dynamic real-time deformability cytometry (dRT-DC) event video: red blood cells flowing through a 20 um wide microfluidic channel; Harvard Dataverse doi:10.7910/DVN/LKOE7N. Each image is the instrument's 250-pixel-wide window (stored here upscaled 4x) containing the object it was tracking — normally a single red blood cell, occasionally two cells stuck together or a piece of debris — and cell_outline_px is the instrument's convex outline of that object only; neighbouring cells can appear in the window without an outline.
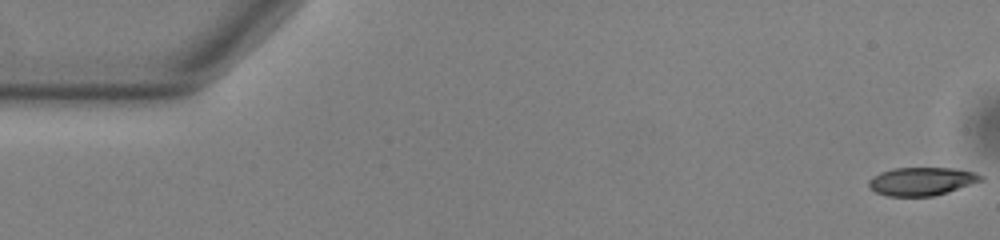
{"species": "common noctule bat (a hibernating species)", "species_latin": "Nyctalus noctula", "temperature_condition": "warm", "stored_images_in_passage": 54, "camera_frame_rate_fps": 3000, "um_per_image_px": 0.085, "animal": {"sex": "male", "body_mass_g": 13.0, "forearm_length_mm": 53.1}, "frame": {"image": 1, "passage_image": 1, "time_ms": 0.0, "image_size_px": [1000, 240], "cell_outline_px": [[984, 180], [948, 192], [932, 196], [888, 196], [876, 192], [868, 184], [868, 180], [872, 176], [880, 172], [892, 168], [956, 168], [976, 172], [984, 176]], "centroid_in_image_um": [78.37, 15.4], "position_along_channel_um": 6.6, "area_um2": 18.55}}
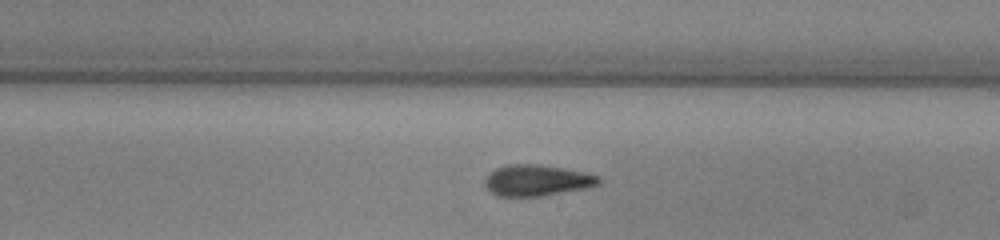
{"frame": {"image": 2, "passage_image": 31, "time_ms": 10.0, "image_size_px": [1000, 240], "cell_outline_px": [[600, 184], [588, 188], [544, 196], [496, 196], [484, 184], [484, 180], [488, 172], [496, 168], [508, 164], [536, 164], [564, 168], [600, 176]], "centroid_in_image_um": [45.63, 15.33], "position_along_channel_um": 243.4, "area_um2": 20.81}}
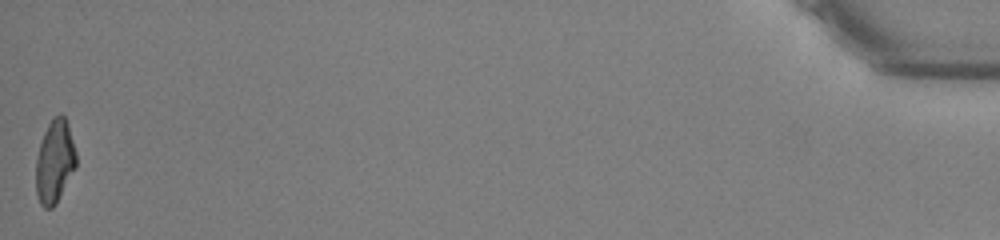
{"frame": {"image": 3, "passage_image": 54, "time_ms": 17.667, "image_size_px": [1000, 240], "cell_outline_px": [[76, 168], [56, 204], [52, 208], [44, 208], [40, 204], [36, 192], [36, 156], [44, 132], [48, 124], [60, 112], [64, 116], [68, 124], [76, 152]], "centroid_in_image_um": [4.65, 13.75], "position_along_channel_um": 430.5, "area_um2": 19.54}, "authors_computed_cell_mechanics": {"area_um2": 19.9988, "velocity_mm_per_s": 3.807, "shape_relaxation_time_tau1_ms": 6.8389, "shape_relaxation_time_tau2_ms": 2.0045, "deformation_change_tau1": 0.2033, "deformation_change_tau2": 0.1042}}